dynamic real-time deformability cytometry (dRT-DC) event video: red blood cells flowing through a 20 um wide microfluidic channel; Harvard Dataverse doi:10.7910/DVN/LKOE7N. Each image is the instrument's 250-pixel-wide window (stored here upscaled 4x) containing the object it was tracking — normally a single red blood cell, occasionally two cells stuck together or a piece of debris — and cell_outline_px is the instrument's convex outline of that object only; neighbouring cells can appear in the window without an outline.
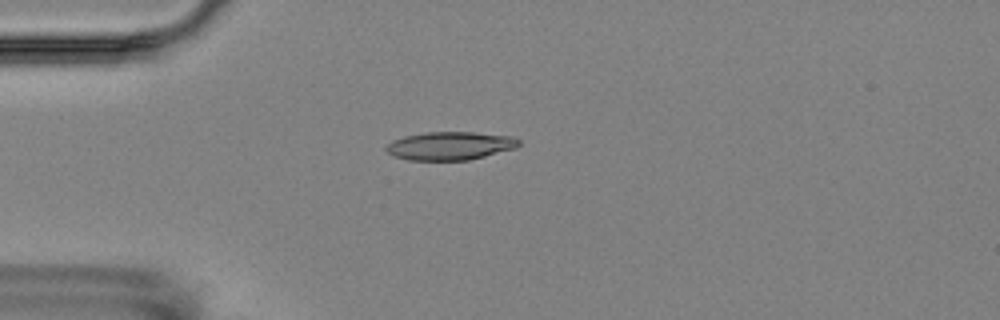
{"species": "Egyptian fruit bat (a non-hibernating species)", "species_latin": "Rousettus aegyptiacus", "temperature_condition": "room temperature", "stored_images_in_passage": 4, "camera_frame_rate_fps": 3000, "um_per_image_px": 0.085, "animal": {"sex": "female"}, "frame": {"image": 1, "passage_image": 2, "time_ms": 1.333, "image_size_px": [1000, 320], "cell_outline_px": [[520, 144], [516, 148], [468, 160], [408, 160], [392, 156], [384, 148], [392, 140], [404, 136], [424, 132], [472, 132], [512, 136], [520, 140]], "centroid_in_image_um": [38.23, 12.39], "position_along_channel_um": 46.8, "area_um2": 21.91}}